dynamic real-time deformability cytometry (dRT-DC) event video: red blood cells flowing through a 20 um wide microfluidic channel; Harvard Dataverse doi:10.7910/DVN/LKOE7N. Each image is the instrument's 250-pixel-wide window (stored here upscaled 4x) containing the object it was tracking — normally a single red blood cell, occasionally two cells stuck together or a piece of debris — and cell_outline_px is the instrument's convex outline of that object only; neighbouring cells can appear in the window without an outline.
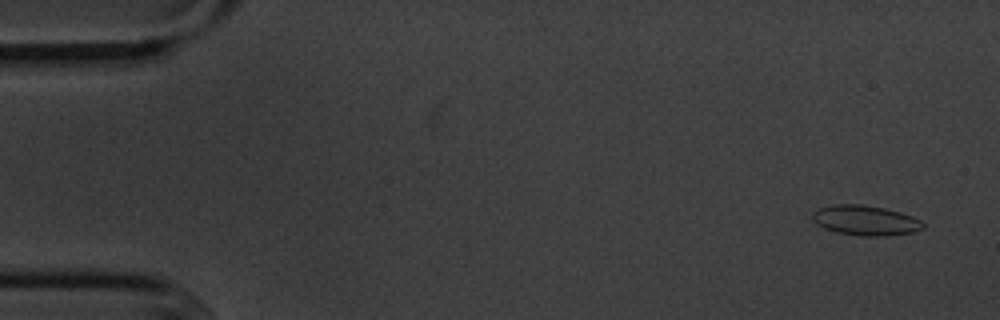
{"species": "common noctule bat (a hibernating species)", "species_latin": "Nyctalus noctula", "temperature_condition": "cold", "stored_images_in_passage": 6, "camera_frame_rate_fps": 3000, "um_per_image_px": 0.085, "animal": {"sex": "male", "body_mass_g": 20.1, "forearm_length_mm": 53.5}, "frame": {"image": 1, "passage_image": 1, "time_ms": 0.0, "image_size_px": [1000, 320], "cell_outline_px": [[924, 228], [912, 232], [884, 236], [860, 236], [836, 232], [824, 228], [816, 224], [812, 220], [812, 212], [820, 208], [836, 204], [860, 204], [884, 208], [900, 212], [912, 216], [920, 220], [924, 224]], "centroid_in_image_um": [73.54, 18.73], "position_along_channel_um": 11.5, "area_um2": 19.31}}
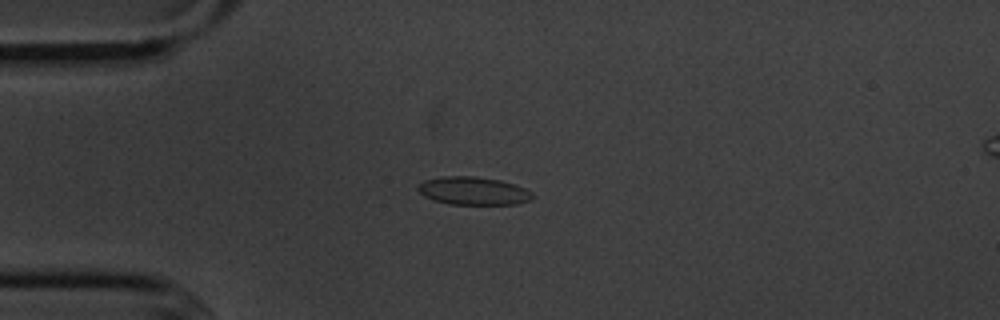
{"frame": {"image": 2, "passage_image": 4, "time_ms": 3.667, "image_size_px": [1000, 320], "cell_outline_px": [[532, 196], [528, 200], [516, 204], [448, 204], [424, 196], [416, 188], [424, 180], [444, 176], [476, 176], [500, 180], [524, 188], [532, 192]], "centroid_in_image_um": [40.2, 16.22], "position_along_channel_um": 44.8, "area_um2": 18.44}}
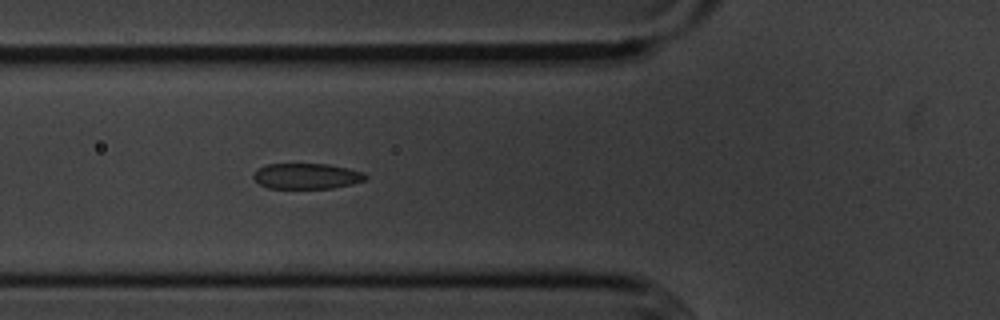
{"frame": {"image": 3, "passage_image": 6, "time_ms": 5.667, "image_size_px": [1000, 320], "cell_outline_px": [[368, 176], [364, 180], [352, 184], [332, 188], [268, 188], [260, 184], [252, 176], [256, 168], [268, 164], [328, 164], [348, 168], [364, 172]], "centroid_in_image_um": [26.06, 14.96], "position_along_channel_um": 99.7, "area_um2": 16.76}}